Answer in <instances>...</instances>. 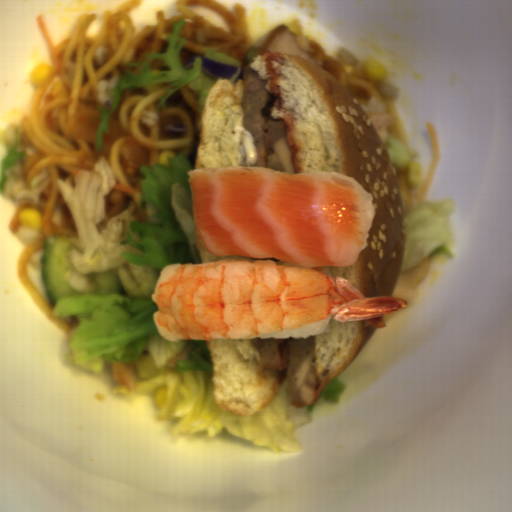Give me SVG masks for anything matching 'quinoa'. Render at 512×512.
Wrapping results in <instances>:
<instances>
[{"label":"quinoa","mask_w":512,"mask_h":512,"mask_svg":"<svg viewBox=\"0 0 512 512\" xmlns=\"http://www.w3.org/2000/svg\"><path fill=\"white\" fill-rule=\"evenodd\" d=\"M49 183V170L43 168L34 176L30 184H25L21 160L19 164L9 170L4 193L7 198L18 204L37 206Z\"/></svg>","instance_id":"d39296ef"}]
</instances>
